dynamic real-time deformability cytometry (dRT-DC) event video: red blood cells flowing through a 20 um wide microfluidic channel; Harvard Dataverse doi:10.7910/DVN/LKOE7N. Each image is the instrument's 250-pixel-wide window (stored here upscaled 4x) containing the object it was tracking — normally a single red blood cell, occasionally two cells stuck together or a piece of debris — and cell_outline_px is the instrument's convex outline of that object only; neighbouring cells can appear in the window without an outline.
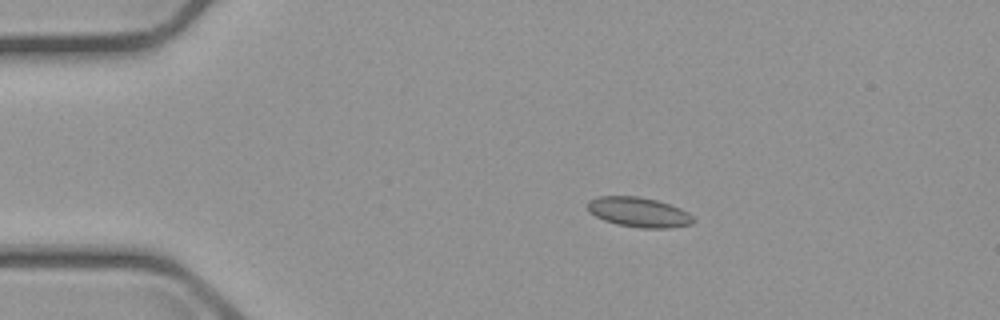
{"species": "common noctule bat (a hibernating species)", "species_latin": "Nyctalus noctula", "temperature_condition": "cold", "stored_images_in_passage": 11, "camera_frame_rate_fps": 3000, "um_per_image_px": 0.085, "animal": {"sex": "male", "body_mass_g": 23.1, "forearm_length_mm": 52.7}, "frame": {"image": 1, "passage_image": 3, "time_ms": 3.333, "image_size_px": [1000, 320], "cell_outline_px": [[696, 220], [692, 224], [668, 228], [640, 228], [616, 224], [604, 220], [588, 212], [588, 200], [600, 196], [636, 196], [656, 200], [680, 208], [688, 212]], "centroid_in_image_um": [54.29, 18.04], "position_along_channel_um": 30.7, "area_um2": 18.38}}
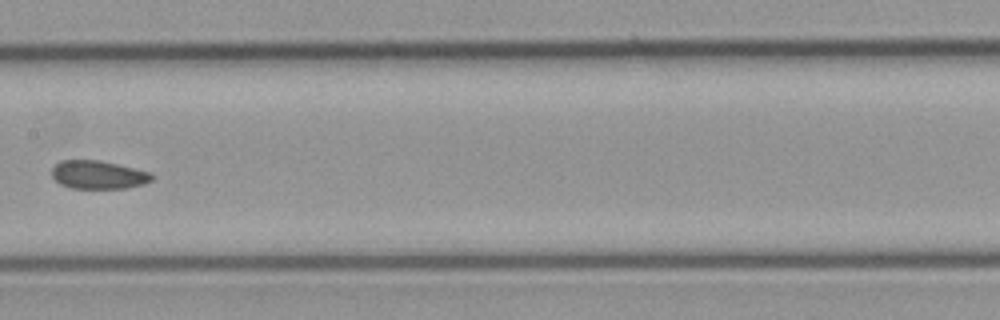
{"frame": {"image": 2, "passage_image": 8, "time_ms": 9.333, "image_size_px": [1000, 320], "cell_outline_px": [[152, 180], [144, 184], [124, 188], [72, 188], [60, 184], [52, 176], [52, 168], [60, 160], [100, 160], [152, 172]], "centroid_in_image_um": [8.36, 14.85], "position_along_channel_um": 199.0, "area_um2": 16.47}}
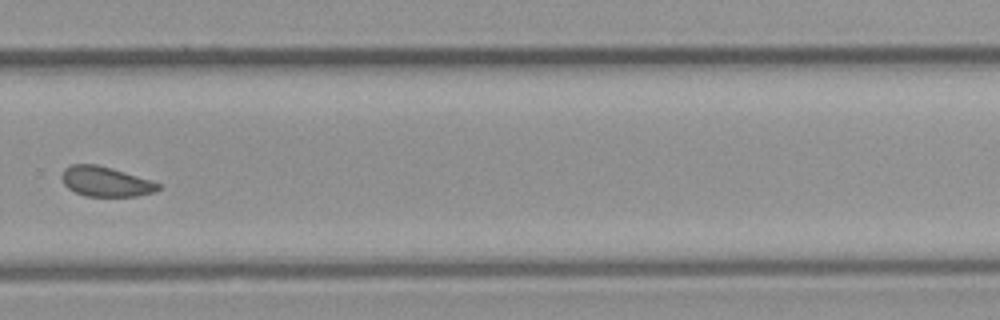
{"frame": {"image": 3, "passage_image": 11, "time_ms": 12.667, "image_size_px": [1000, 320], "cell_outline_px": [[160, 188], [156, 192], [136, 196], [84, 196], [68, 188], [64, 184], [60, 176], [64, 168], [72, 164], [96, 164], [112, 168], [152, 180], [160, 184]], "centroid_in_image_um": [8.98, 15.43], "position_along_channel_um": 320.8, "area_um2": 16.94}}